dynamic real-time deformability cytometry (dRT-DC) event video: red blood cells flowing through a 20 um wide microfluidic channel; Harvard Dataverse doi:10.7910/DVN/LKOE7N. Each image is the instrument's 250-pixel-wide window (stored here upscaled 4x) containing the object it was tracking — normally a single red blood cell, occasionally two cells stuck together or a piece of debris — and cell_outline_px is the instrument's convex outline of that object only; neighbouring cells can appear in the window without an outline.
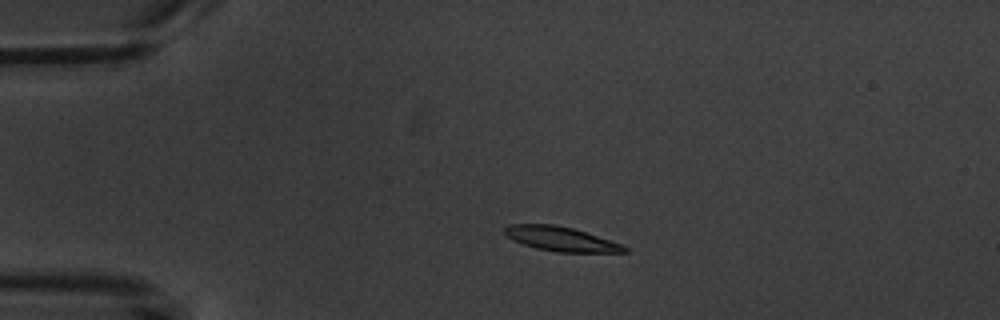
{"species": "common noctule bat (a hibernating species)", "species_latin": "Nyctalus noctula", "temperature_condition": "warm", "stored_images_in_passage": 3, "camera_frame_rate_fps": 3000, "um_per_image_px": 0.085, "animal": {"sex": "male", "body_mass_g": 20.1, "forearm_length_mm": 53.5}, "frame": {"image": 1, "passage_image": 2, "time_ms": 2.0, "image_size_px": [1000, 320], "cell_outline_px": [[628, 252], [556, 252], [536, 248], [512, 240], [504, 232], [504, 228], [508, 224], [556, 224], [572, 228], [620, 244], [628, 248]], "centroid_in_image_um": [47.62, 20.3], "position_along_channel_um": 37.4, "area_um2": 16.76}}